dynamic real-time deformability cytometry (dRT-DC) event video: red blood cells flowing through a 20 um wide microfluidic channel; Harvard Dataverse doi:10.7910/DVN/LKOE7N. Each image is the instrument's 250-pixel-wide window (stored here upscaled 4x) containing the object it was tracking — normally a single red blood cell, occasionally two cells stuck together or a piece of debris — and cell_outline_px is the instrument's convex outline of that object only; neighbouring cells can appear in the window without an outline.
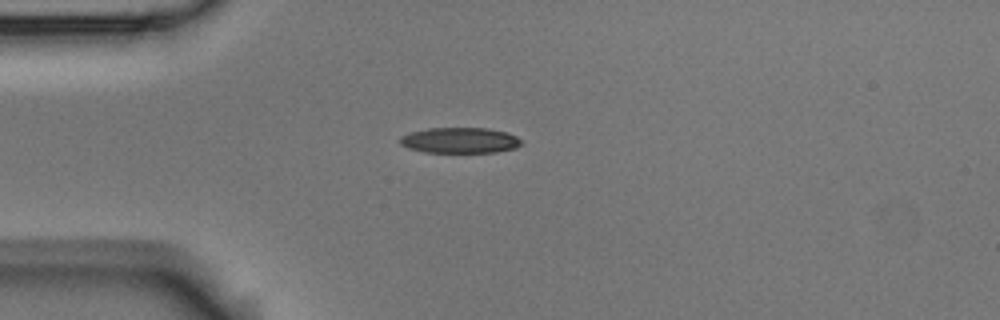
{"species": "Egyptian fruit bat (a non-hibernating species)", "species_latin": "Rousettus aegyptiacus", "temperature_condition": "room temperature", "stored_images_in_passage": 8, "camera_frame_rate_fps": 3000, "um_per_image_px": 0.085, "animal": {"sex": "male"}, "frame": {"image": 1, "passage_image": 4, "time_ms": 1.0, "image_size_px": [1000, 320], "cell_outline_px": [[524, 140], [516, 148], [496, 152], [424, 152], [408, 148], [400, 144], [400, 136], [412, 132], [428, 128], [488, 128], [508, 132]], "centroid_in_image_um": [39.12, 11.92], "position_along_channel_um": 45.9, "area_um2": 18.21}}
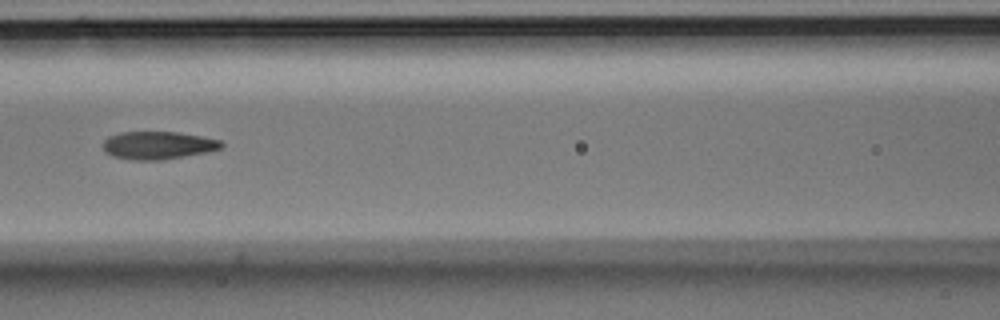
{"frame": {"image": 2, "passage_image": 7, "time_ms": 2.0, "image_size_px": [1000, 320], "cell_outline_px": [[224, 144], [220, 148], [204, 152], [184, 156], [160, 160], [132, 160], [112, 156], [104, 152], [104, 140], [108, 136], [120, 132], [176, 132], [200, 136], [220, 140]], "centroid_in_image_um": [13.38, 12.35], "position_along_channel_um": 153.2, "area_um2": 19.02}}
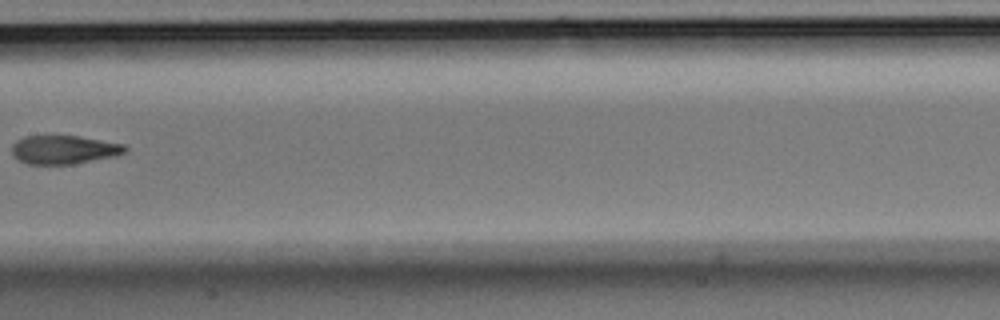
{"frame": {"image": 3, "passage_image": 8, "time_ms": 2.333, "image_size_px": [1000, 320], "cell_outline_px": [[128, 148], [124, 152], [116, 156], [72, 164], [28, 164], [16, 160], [12, 156], [12, 144], [16, 140], [24, 136], [76, 136], [124, 144]], "centroid_in_image_um": [5.38, 12.73], "position_along_channel_um": 202.0, "area_um2": 18.9}}